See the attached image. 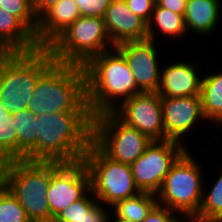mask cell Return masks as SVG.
<instances>
[{
  "label": "cell",
  "mask_w": 222,
  "mask_h": 222,
  "mask_svg": "<svg viewBox=\"0 0 222 222\" xmlns=\"http://www.w3.org/2000/svg\"><path fill=\"white\" fill-rule=\"evenodd\" d=\"M174 61L168 63L165 67L161 66L158 95L173 98L200 96L202 75L199 64L193 60L186 59L185 61L184 58L179 60L178 57Z\"/></svg>",
  "instance_id": "cell-15"
},
{
  "label": "cell",
  "mask_w": 222,
  "mask_h": 222,
  "mask_svg": "<svg viewBox=\"0 0 222 222\" xmlns=\"http://www.w3.org/2000/svg\"><path fill=\"white\" fill-rule=\"evenodd\" d=\"M156 4L160 1V0H153Z\"/></svg>",
  "instance_id": "cell-38"
},
{
  "label": "cell",
  "mask_w": 222,
  "mask_h": 222,
  "mask_svg": "<svg viewBox=\"0 0 222 222\" xmlns=\"http://www.w3.org/2000/svg\"><path fill=\"white\" fill-rule=\"evenodd\" d=\"M59 1L60 0H36L32 4L35 17L39 19L48 9Z\"/></svg>",
  "instance_id": "cell-34"
},
{
  "label": "cell",
  "mask_w": 222,
  "mask_h": 222,
  "mask_svg": "<svg viewBox=\"0 0 222 222\" xmlns=\"http://www.w3.org/2000/svg\"><path fill=\"white\" fill-rule=\"evenodd\" d=\"M161 33V34H160ZM159 34L163 39L166 37L174 41L188 36L184 17L166 8L155 4L154 10L147 22V39L151 41L159 40ZM172 38V39H171Z\"/></svg>",
  "instance_id": "cell-20"
},
{
  "label": "cell",
  "mask_w": 222,
  "mask_h": 222,
  "mask_svg": "<svg viewBox=\"0 0 222 222\" xmlns=\"http://www.w3.org/2000/svg\"><path fill=\"white\" fill-rule=\"evenodd\" d=\"M0 182L17 199L31 222H52L46 197L50 162L11 160L0 164Z\"/></svg>",
  "instance_id": "cell-5"
},
{
  "label": "cell",
  "mask_w": 222,
  "mask_h": 222,
  "mask_svg": "<svg viewBox=\"0 0 222 222\" xmlns=\"http://www.w3.org/2000/svg\"><path fill=\"white\" fill-rule=\"evenodd\" d=\"M12 116L17 132V160L37 161V115L26 108Z\"/></svg>",
  "instance_id": "cell-21"
},
{
  "label": "cell",
  "mask_w": 222,
  "mask_h": 222,
  "mask_svg": "<svg viewBox=\"0 0 222 222\" xmlns=\"http://www.w3.org/2000/svg\"><path fill=\"white\" fill-rule=\"evenodd\" d=\"M114 48L103 18L80 16L48 47L55 62L84 66Z\"/></svg>",
  "instance_id": "cell-7"
},
{
  "label": "cell",
  "mask_w": 222,
  "mask_h": 222,
  "mask_svg": "<svg viewBox=\"0 0 222 222\" xmlns=\"http://www.w3.org/2000/svg\"><path fill=\"white\" fill-rule=\"evenodd\" d=\"M110 214V208L97 201L90 190L80 199V217L77 222H107Z\"/></svg>",
  "instance_id": "cell-28"
},
{
  "label": "cell",
  "mask_w": 222,
  "mask_h": 222,
  "mask_svg": "<svg viewBox=\"0 0 222 222\" xmlns=\"http://www.w3.org/2000/svg\"><path fill=\"white\" fill-rule=\"evenodd\" d=\"M0 8L17 17L35 35L38 19L28 0H0Z\"/></svg>",
  "instance_id": "cell-27"
},
{
  "label": "cell",
  "mask_w": 222,
  "mask_h": 222,
  "mask_svg": "<svg viewBox=\"0 0 222 222\" xmlns=\"http://www.w3.org/2000/svg\"><path fill=\"white\" fill-rule=\"evenodd\" d=\"M157 41L143 40L124 42L116 48L125 57L141 92H157L161 76V56Z\"/></svg>",
  "instance_id": "cell-14"
},
{
  "label": "cell",
  "mask_w": 222,
  "mask_h": 222,
  "mask_svg": "<svg viewBox=\"0 0 222 222\" xmlns=\"http://www.w3.org/2000/svg\"><path fill=\"white\" fill-rule=\"evenodd\" d=\"M187 0H160L157 5L179 15H184Z\"/></svg>",
  "instance_id": "cell-33"
},
{
  "label": "cell",
  "mask_w": 222,
  "mask_h": 222,
  "mask_svg": "<svg viewBox=\"0 0 222 222\" xmlns=\"http://www.w3.org/2000/svg\"><path fill=\"white\" fill-rule=\"evenodd\" d=\"M54 62L47 48L0 53V100L9 113L26 109L39 77Z\"/></svg>",
  "instance_id": "cell-4"
},
{
  "label": "cell",
  "mask_w": 222,
  "mask_h": 222,
  "mask_svg": "<svg viewBox=\"0 0 222 222\" xmlns=\"http://www.w3.org/2000/svg\"><path fill=\"white\" fill-rule=\"evenodd\" d=\"M82 161L90 175L91 191L102 205L110 208L118 201L141 192L136 186L130 164L112 160L93 142Z\"/></svg>",
  "instance_id": "cell-8"
},
{
  "label": "cell",
  "mask_w": 222,
  "mask_h": 222,
  "mask_svg": "<svg viewBox=\"0 0 222 222\" xmlns=\"http://www.w3.org/2000/svg\"><path fill=\"white\" fill-rule=\"evenodd\" d=\"M186 149L182 143L173 140L152 141L130 164L138 189L156 194L171 166Z\"/></svg>",
  "instance_id": "cell-10"
},
{
  "label": "cell",
  "mask_w": 222,
  "mask_h": 222,
  "mask_svg": "<svg viewBox=\"0 0 222 222\" xmlns=\"http://www.w3.org/2000/svg\"><path fill=\"white\" fill-rule=\"evenodd\" d=\"M103 20L114 47L147 39V23L128 9L125 0H111Z\"/></svg>",
  "instance_id": "cell-16"
},
{
  "label": "cell",
  "mask_w": 222,
  "mask_h": 222,
  "mask_svg": "<svg viewBox=\"0 0 222 222\" xmlns=\"http://www.w3.org/2000/svg\"><path fill=\"white\" fill-rule=\"evenodd\" d=\"M37 161L82 160L92 142L90 112L45 113L37 116Z\"/></svg>",
  "instance_id": "cell-2"
},
{
  "label": "cell",
  "mask_w": 222,
  "mask_h": 222,
  "mask_svg": "<svg viewBox=\"0 0 222 222\" xmlns=\"http://www.w3.org/2000/svg\"><path fill=\"white\" fill-rule=\"evenodd\" d=\"M34 34L15 16L0 8V53L39 49Z\"/></svg>",
  "instance_id": "cell-19"
},
{
  "label": "cell",
  "mask_w": 222,
  "mask_h": 222,
  "mask_svg": "<svg viewBox=\"0 0 222 222\" xmlns=\"http://www.w3.org/2000/svg\"><path fill=\"white\" fill-rule=\"evenodd\" d=\"M80 16L103 18L111 0H74Z\"/></svg>",
  "instance_id": "cell-29"
},
{
  "label": "cell",
  "mask_w": 222,
  "mask_h": 222,
  "mask_svg": "<svg viewBox=\"0 0 222 222\" xmlns=\"http://www.w3.org/2000/svg\"><path fill=\"white\" fill-rule=\"evenodd\" d=\"M187 148L173 163L156 193L158 203L179 213L184 219L194 218L201 207L206 173L197 157ZM196 157V158H195ZM202 167V168H201Z\"/></svg>",
  "instance_id": "cell-6"
},
{
  "label": "cell",
  "mask_w": 222,
  "mask_h": 222,
  "mask_svg": "<svg viewBox=\"0 0 222 222\" xmlns=\"http://www.w3.org/2000/svg\"><path fill=\"white\" fill-rule=\"evenodd\" d=\"M86 102L92 117L113 112L141 93L123 54L116 48L92 57L84 66Z\"/></svg>",
  "instance_id": "cell-1"
},
{
  "label": "cell",
  "mask_w": 222,
  "mask_h": 222,
  "mask_svg": "<svg viewBox=\"0 0 222 222\" xmlns=\"http://www.w3.org/2000/svg\"><path fill=\"white\" fill-rule=\"evenodd\" d=\"M107 222H121V221L115 219L114 217H112V216L110 215L109 218L107 219Z\"/></svg>",
  "instance_id": "cell-35"
},
{
  "label": "cell",
  "mask_w": 222,
  "mask_h": 222,
  "mask_svg": "<svg viewBox=\"0 0 222 222\" xmlns=\"http://www.w3.org/2000/svg\"><path fill=\"white\" fill-rule=\"evenodd\" d=\"M182 222H201V221H197L193 218H189V219H184Z\"/></svg>",
  "instance_id": "cell-36"
},
{
  "label": "cell",
  "mask_w": 222,
  "mask_h": 222,
  "mask_svg": "<svg viewBox=\"0 0 222 222\" xmlns=\"http://www.w3.org/2000/svg\"><path fill=\"white\" fill-rule=\"evenodd\" d=\"M113 113L151 141H165L161 98L157 92H141L124 101Z\"/></svg>",
  "instance_id": "cell-12"
},
{
  "label": "cell",
  "mask_w": 222,
  "mask_h": 222,
  "mask_svg": "<svg viewBox=\"0 0 222 222\" xmlns=\"http://www.w3.org/2000/svg\"><path fill=\"white\" fill-rule=\"evenodd\" d=\"M219 175L212 179L211 188L207 189L204 182L203 199L198 214L193 218L201 222H222V166ZM215 180V181H214Z\"/></svg>",
  "instance_id": "cell-24"
},
{
  "label": "cell",
  "mask_w": 222,
  "mask_h": 222,
  "mask_svg": "<svg viewBox=\"0 0 222 222\" xmlns=\"http://www.w3.org/2000/svg\"><path fill=\"white\" fill-rule=\"evenodd\" d=\"M201 79L200 98L204 118L216 127H222V70L205 73Z\"/></svg>",
  "instance_id": "cell-22"
},
{
  "label": "cell",
  "mask_w": 222,
  "mask_h": 222,
  "mask_svg": "<svg viewBox=\"0 0 222 222\" xmlns=\"http://www.w3.org/2000/svg\"><path fill=\"white\" fill-rule=\"evenodd\" d=\"M35 115L90 112L83 66L54 62L40 77L26 107Z\"/></svg>",
  "instance_id": "cell-3"
},
{
  "label": "cell",
  "mask_w": 222,
  "mask_h": 222,
  "mask_svg": "<svg viewBox=\"0 0 222 222\" xmlns=\"http://www.w3.org/2000/svg\"><path fill=\"white\" fill-rule=\"evenodd\" d=\"M183 220L179 213L157 203L142 222H182Z\"/></svg>",
  "instance_id": "cell-30"
},
{
  "label": "cell",
  "mask_w": 222,
  "mask_h": 222,
  "mask_svg": "<svg viewBox=\"0 0 222 222\" xmlns=\"http://www.w3.org/2000/svg\"><path fill=\"white\" fill-rule=\"evenodd\" d=\"M80 17L74 0H60L39 19L35 39L40 48H47L62 32Z\"/></svg>",
  "instance_id": "cell-17"
},
{
  "label": "cell",
  "mask_w": 222,
  "mask_h": 222,
  "mask_svg": "<svg viewBox=\"0 0 222 222\" xmlns=\"http://www.w3.org/2000/svg\"><path fill=\"white\" fill-rule=\"evenodd\" d=\"M17 160V132L14 119L0 100V164Z\"/></svg>",
  "instance_id": "cell-25"
},
{
  "label": "cell",
  "mask_w": 222,
  "mask_h": 222,
  "mask_svg": "<svg viewBox=\"0 0 222 222\" xmlns=\"http://www.w3.org/2000/svg\"><path fill=\"white\" fill-rule=\"evenodd\" d=\"M90 190V175L82 160L73 163L50 162L46 197L53 218Z\"/></svg>",
  "instance_id": "cell-11"
},
{
  "label": "cell",
  "mask_w": 222,
  "mask_h": 222,
  "mask_svg": "<svg viewBox=\"0 0 222 222\" xmlns=\"http://www.w3.org/2000/svg\"><path fill=\"white\" fill-rule=\"evenodd\" d=\"M92 142L112 160L131 164L152 141L113 112H107L93 117Z\"/></svg>",
  "instance_id": "cell-9"
},
{
  "label": "cell",
  "mask_w": 222,
  "mask_h": 222,
  "mask_svg": "<svg viewBox=\"0 0 222 222\" xmlns=\"http://www.w3.org/2000/svg\"><path fill=\"white\" fill-rule=\"evenodd\" d=\"M31 4H33L36 0H28Z\"/></svg>",
  "instance_id": "cell-37"
},
{
  "label": "cell",
  "mask_w": 222,
  "mask_h": 222,
  "mask_svg": "<svg viewBox=\"0 0 222 222\" xmlns=\"http://www.w3.org/2000/svg\"><path fill=\"white\" fill-rule=\"evenodd\" d=\"M157 203L156 194L140 192L111 206L110 215L121 222H142Z\"/></svg>",
  "instance_id": "cell-23"
},
{
  "label": "cell",
  "mask_w": 222,
  "mask_h": 222,
  "mask_svg": "<svg viewBox=\"0 0 222 222\" xmlns=\"http://www.w3.org/2000/svg\"><path fill=\"white\" fill-rule=\"evenodd\" d=\"M160 98L165 139L177 141L189 148L185 138L187 135L190 137L196 127H201L202 124L199 123L205 121L204 124L207 121L202 111L200 96Z\"/></svg>",
  "instance_id": "cell-13"
},
{
  "label": "cell",
  "mask_w": 222,
  "mask_h": 222,
  "mask_svg": "<svg viewBox=\"0 0 222 222\" xmlns=\"http://www.w3.org/2000/svg\"><path fill=\"white\" fill-rule=\"evenodd\" d=\"M125 2L128 9L146 23L149 21L156 4L153 0H125Z\"/></svg>",
  "instance_id": "cell-31"
},
{
  "label": "cell",
  "mask_w": 222,
  "mask_h": 222,
  "mask_svg": "<svg viewBox=\"0 0 222 222\" xmlns=\"http://www.w3.org/2000/svg\"><path fill=\"white\" fill-rule=\"evenodd\" d=\"M221 3L222 0H187L183 17L188 34L206 37L215 32L222 19Z\"/></svg>",
  "instance_id": "cell-18"
},
{
  "label": "cell",
  "mask_w": 222,
  "mask_h": 222,
  "mask_svg": "<svg viewBox=\"0 0 222 222\" xmlns=\"http://www.w3.org/2000/svg\"><path fill=\"white\" fill-rule=\"evenodd\" d=\"M0 222H31L17 199L0 182Z\"/></svg>",
  "instance_id": "cell-26"
},
{
  "label": "cell",
  "mask_w": 222,
  "mask_h": 222,
  "mask_svg": "<svg viewBox=\"0 0 222 222\" xmlns=\"http://www.w3.org/2000/svg\"><path fill=\"white\" fill-rule=\"evenodd\" d=\"M80 217V200L75 201L57 214L52 222H77Z\"/></svg>",
  "instance_id": "cell-32"
}]
</instances>
